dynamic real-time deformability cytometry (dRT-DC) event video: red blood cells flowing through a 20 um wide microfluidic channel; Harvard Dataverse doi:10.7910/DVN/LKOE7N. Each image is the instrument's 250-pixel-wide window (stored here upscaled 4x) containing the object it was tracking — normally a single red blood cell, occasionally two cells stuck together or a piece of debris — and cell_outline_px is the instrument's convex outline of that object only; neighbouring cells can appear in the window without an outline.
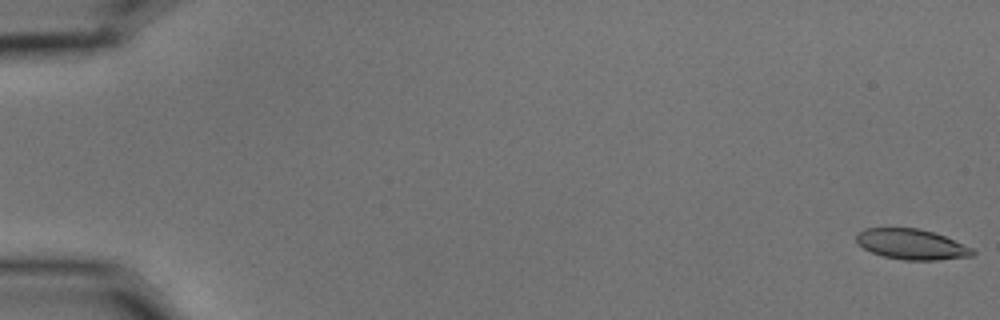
{"species": "common noctule bat (a hibernating species)", "species_latin": "Nyctalus noctula", "temperature_condition": "cold", "stored_images_in_passage": 57, "camera_frame_rate_fps": 3000, "um_per_image_px": 0.085, "animal": {"sex": "male", "body_mass_g": 15.6}, "frame": {"image": 1, "passage_image": 1, "time_ms": 0.0, "image_size_px": [1000, 320], "cell_outline_px": [[976, 252], [972, 256], [936, 260], [904, 260], [884, 256], [872, 252], [864, 248], [856, 240], [856, 232], [864, 228], [920, 228], [944, 236], [972, 248]], "centroid_in_image_um": [77.47, 20.76], "position_along_channel_um": 7.5, "area_um2": 20.46}}
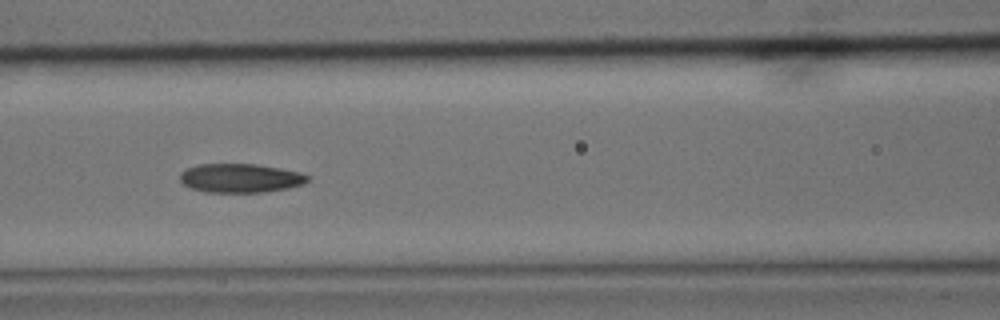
{"frame": {"image": 2, "passage_image": 26, "time_ms": 8.333, "image_size_px": [1000, 320], "cell_outline_px": [[308, 180], [304, 184], [288, 188], [264, 192], [208, 192], [192, 188], [184, 184], [180, 180], [180, 172], [184, 168], [200, 164], [256, 164], [280, 168], [300, 172], [308, 176]], "centroid_in_image_um": [20.42, 15.13], "position_along_channel_um": 146.2, "area_um2": 21.5}}
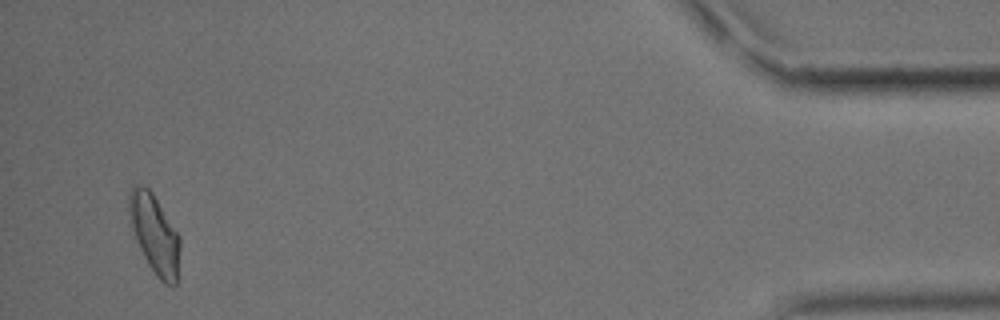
{"frame": {"image": 3, "passage_image": 55, "time_ms": 18.0, "image_size_px": [1000, 320], "cell_outline_px": [[180, 248], [176, 284], [172, 288], [164, 284], [156, 276], [148, 264], [136, 240], [128, 220], [128, 188], [132, 184], [140, 184], [148, 188], [152, 192], [180, 236]], "centroid_in_image_um": [13.11, 19.87], "position_along_channel_um": 422.1, "area_um2": 23.87}, "authors_computed_cell_mechanics": {"area_um2": 21.675, "velocity_mm_per_s": 3.5842, "shape_relaxation_time_tau1_ms": 10.002, "shape_relaxation_time_tau2_ms": 3.1513, "deformation_change_tau1": 0.2068, "deformation_change_tau2": 0.0969}}